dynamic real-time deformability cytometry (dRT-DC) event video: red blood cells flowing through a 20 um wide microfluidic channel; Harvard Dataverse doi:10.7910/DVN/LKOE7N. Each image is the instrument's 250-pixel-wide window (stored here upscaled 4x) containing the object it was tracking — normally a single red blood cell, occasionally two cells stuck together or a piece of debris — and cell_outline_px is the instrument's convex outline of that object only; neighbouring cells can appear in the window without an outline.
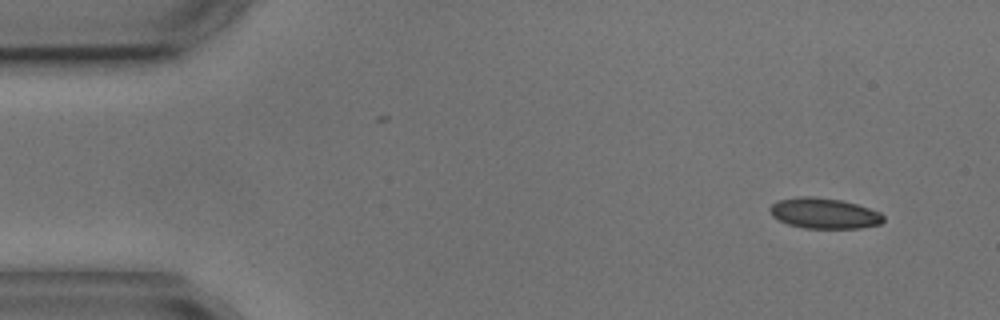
{"species": "common noctule bat (a hibernating species)", "species_latin": "Nyctalus noctula", "temperature_condition": "cold", "stored_images_in_passage": 3, "camera_frame_rate_fps": 3000, "um_per_image_px": 0.085, "animal": {"sex": "male", "body_mass_g": 17.9, "forearm_length_mm": 54.2}, "frame": {"image": 1, "passage_image": 3, "time_ms": 2.667, "image_size_px": [1000, 320], "cell_outline_px": [[884, 220], [880, 224], [860, 228], [804, 228], [788, 224], [772, 216], [768, 208], [772, 204], [780, 200], [800, 196], [812, 196], [840, 200], [856, 204], [880, 212], [884, 216]], "centroid_in_image_um": [70.05, 18.13], "position_along_channel_um": 15.0, "area_um2": 20.11}}